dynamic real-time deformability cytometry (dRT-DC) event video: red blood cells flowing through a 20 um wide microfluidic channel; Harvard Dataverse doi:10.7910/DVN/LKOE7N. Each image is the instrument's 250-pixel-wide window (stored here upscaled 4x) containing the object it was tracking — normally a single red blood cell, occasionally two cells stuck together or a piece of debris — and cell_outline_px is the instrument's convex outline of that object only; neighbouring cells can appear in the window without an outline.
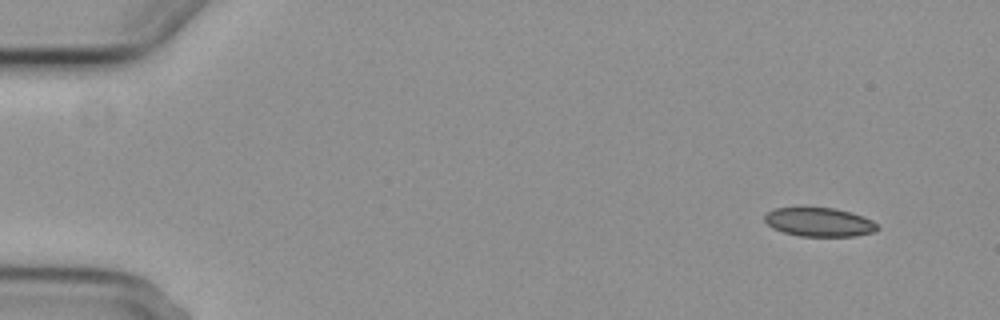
{"species": "common noctule bat (a hibernating species)", "species_latin": "Nyctalus noctula", "temperature_condition": "cold", "stored_images_in_passage": 5, "segment_of_instrument_passage": [1, 2], "camera_frame_rate_fps": 3000, "um_per_image_px": 0.085, "animal": {"sex": "female", "body_mass_g": 29.2, "forearm_length_mm": 56.3}, "frame": {"image": 1, "passage_image": 1, "time_ms": 0.0, "image_size_px": [1000, 320], "cell_outline_px": [[880, 228], [876, 232], [856, 236], [800, 236], [784, 232], [772, 228], [764, 220], [764, 216], [772, 208], [800, 204], [804, 204], [836, 208], [852, 212], [864, 216], [872, 220]], "centroid_in_image_um": [69.61, 18.82], "position_along_channel_um": 15.4, "area_um2": 20.06}}
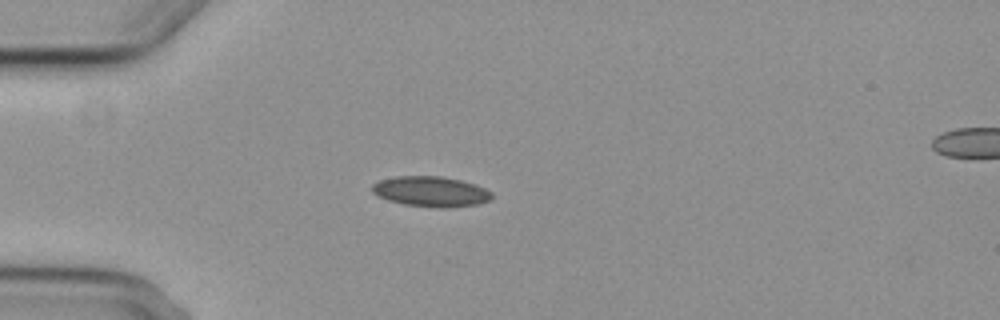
{"frame": {"image": 2, "passage_image": 4, "time_ms": 3.667, "image_size_px": [1000, 320], "cell_outline_px": [[492, 200], [476, 204], [448, 208], [440, 208], [404, 204], [388, 200], [376, 196], [372, 192], [372, 184], [380, 180], [396, 176], [440, 176], [460, 180], [484, 188], [492, 192]], "centroid_in_image_um": [36.6, 16.28], "position_along_channel_um": 48.4, "area_um2": 21.1}}